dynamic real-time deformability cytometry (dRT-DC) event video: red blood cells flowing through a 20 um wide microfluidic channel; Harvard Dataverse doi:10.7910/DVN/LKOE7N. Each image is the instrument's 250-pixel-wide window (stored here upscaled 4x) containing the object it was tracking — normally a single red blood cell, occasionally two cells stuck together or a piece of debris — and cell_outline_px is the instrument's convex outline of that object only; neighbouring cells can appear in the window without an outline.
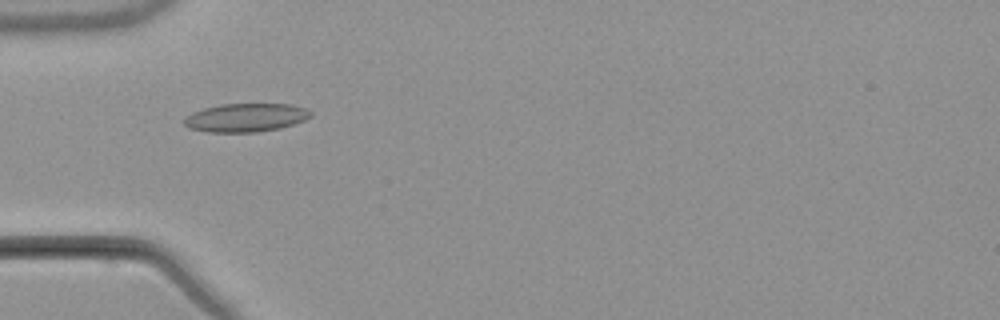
{"species": "common noctule bat (a hibernating species)", "species_latin": "Nyctalus noctula", "temperature_condition": "warm", "stored_images_in_passage": 5, "camera_frame_rate_fps": 3000, "um_per_image_px": 0.085, "animal": {"sex": "male", "body_mass_g": 21.5, "forearm_length_mm": 52.0}, "frame": {"image": 1, "passage_image": 5, "time_ms": 5.333, "image_size_px": [1000, 320], "cell_outline_px": [[312, 116], [304, 120], [280, 128], [256, 132], [208, 132], [188, 128], [184, 124], [184, 116], [192, 112], [204, 108], [220, 104], [292, 104], [304, 108], [312, 112]], "centroid_in_image_um": [20.86, 9.99], "position_along_channel_um": 64.1, "area_um2": 21.04}}